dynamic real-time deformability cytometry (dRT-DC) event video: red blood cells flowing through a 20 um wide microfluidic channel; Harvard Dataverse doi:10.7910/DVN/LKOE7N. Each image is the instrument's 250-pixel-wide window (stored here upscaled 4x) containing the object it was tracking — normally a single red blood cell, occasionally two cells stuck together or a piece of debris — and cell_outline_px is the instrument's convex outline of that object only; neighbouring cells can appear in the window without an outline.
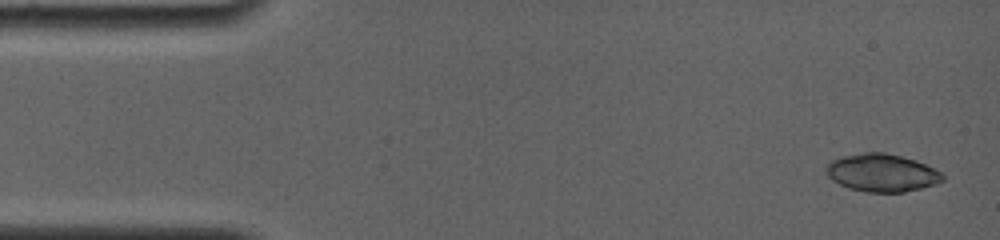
{"species": "common noctule bat (a hibernating species)", "species_latin": "Nyctalus noctula", "temperature_condition": "room temperature", "stored_images_in_passage": 7, "camera_frame_rate_fps": 4000, "um_per_image_px": 0.085, "animal": {"sex": "female", "body_mass_g": 19.0, "forearm_length_mm": 56.7}, "frame": {"image": 1, "passage_image": 1, "time_ms": 0.0, "image_size_px": [1000, 240], "cell_outline_px": [[944, 180], [936, 184], [904, 192], [868, 192], [848, 188], [832, 180], [828, 176], [824, 168], [824, 164], [832, 160], [844, 156], [864, 152], [884, 152], [916, 160], [940, 172], [944, 176]], "centroid_in_image_um": [74.92, 14.68], "position_along_channel_um": 10.1, "area_um2": 25.61}}
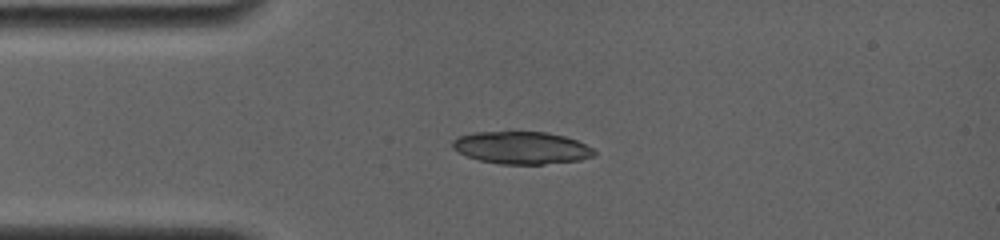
{"frame": {"image": 2, "passage_image": 6, "time_ms": 3.25, "image_size_px": [1000, 240], "cell_outline_px": [[596, 156], [580, 160], [544, 164], [500, 164], [480, 160], [468, 156], [452, 148], [452, 140], [460, 136], [476, 132], [544, 132], [564, 136], [576, 140], [592, 148], [596, 152]], "centroid_in_image_um": [44.35, 12.56], "position_along_channel_um": 40.6, "area_um2": 26.59}}